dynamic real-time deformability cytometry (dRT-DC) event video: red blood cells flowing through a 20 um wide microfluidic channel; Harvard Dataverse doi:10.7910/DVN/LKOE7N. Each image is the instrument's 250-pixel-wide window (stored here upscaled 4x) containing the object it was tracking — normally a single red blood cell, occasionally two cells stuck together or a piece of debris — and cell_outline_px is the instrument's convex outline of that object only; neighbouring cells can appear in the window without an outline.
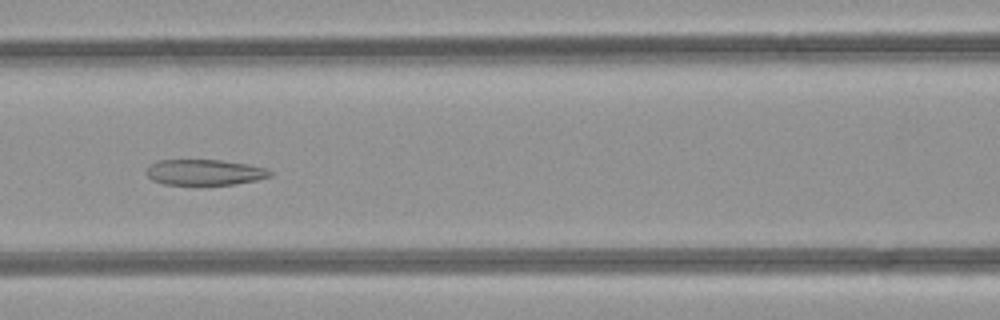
{"species": "common noctule bat (a hibernating species)", "species_latin": "Nyctalus noctula", "temperature_condition": "room temperature", "stored_images_in_passage": 31, "camera_frame_rate_fps": 3000, "um_per_image_px": 0.085, "animal": {"sex": "female", "body_mass_g": 21.9}, "frame": {"image": 1, "passage_image": 10, "time_ms": 3.0, "image_size_px": [1000, 320], "cell_outline_px": [[272, 176], [256, 180], [232, 184], [164, 184], [152, 180], [144, 172], [152, 164], [160, 160], [220, 160], [248, 164], [268, 168], [272, 172]], "centroid_in_image_um": [17.42, 14.64], "position_along_channel_um": 149.2, "area_um2": 18.38}}
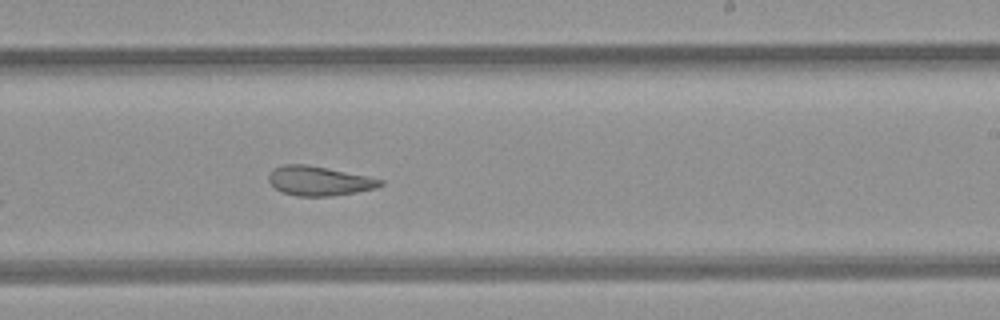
{"frame": {"image": 2, "passage_image": 18, "time_ms": 5.667, "image_size_px": [1000, 320], "cell_outline_px": [[384, 184], [376, 188], [356, 192], [332, 196], [296, 196], [280, 192], [268, 180], [268, 176], [272, 168], [284, 164], [304, 164], [328, 168], [368, 176], [384, 180]], "centroid_in_image_um": [27.11, 15.37], "position_along_channel_um": 261.9, "area_um2": 19.25}}
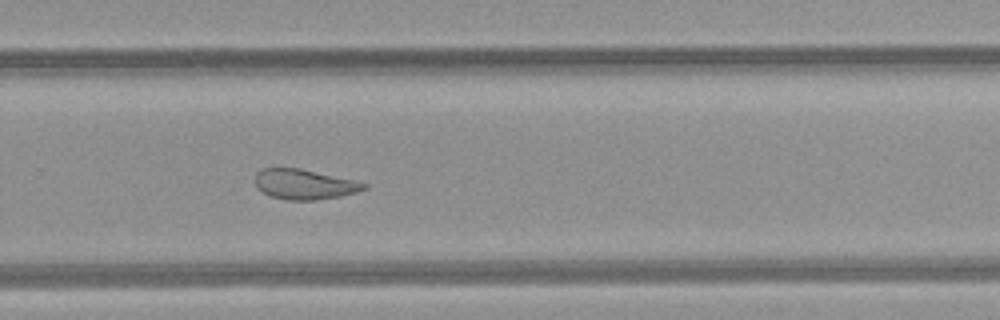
{"frame": {"image": 3, "passage_image": 21, "time_ms": 6.667, "image_size_px": [1000, 320], "cell_outline_px": [[368, 188], [356, 192], [340, 196], [316, 200], [284, 200], [272, 196], [256, 188], [256, 172], [264, 168], [300, 168], [352, 180], [368, 184]], "centroid_in_image_um": [25.86, 15.67], "position_along_channel_um": 303.9, "area_um2": 18.9}, "authors_computed_cell_mechanics": {"area_um2": 20.2878, "velocity_mm_per_s": 4.2385, "shape_relaxation_time_tau1_ms": null, "shape_relaxation_time_tau2_ms": 2.1458, "deformation_change_tau1": null, "deformation_change_tau2": 0.0947}}